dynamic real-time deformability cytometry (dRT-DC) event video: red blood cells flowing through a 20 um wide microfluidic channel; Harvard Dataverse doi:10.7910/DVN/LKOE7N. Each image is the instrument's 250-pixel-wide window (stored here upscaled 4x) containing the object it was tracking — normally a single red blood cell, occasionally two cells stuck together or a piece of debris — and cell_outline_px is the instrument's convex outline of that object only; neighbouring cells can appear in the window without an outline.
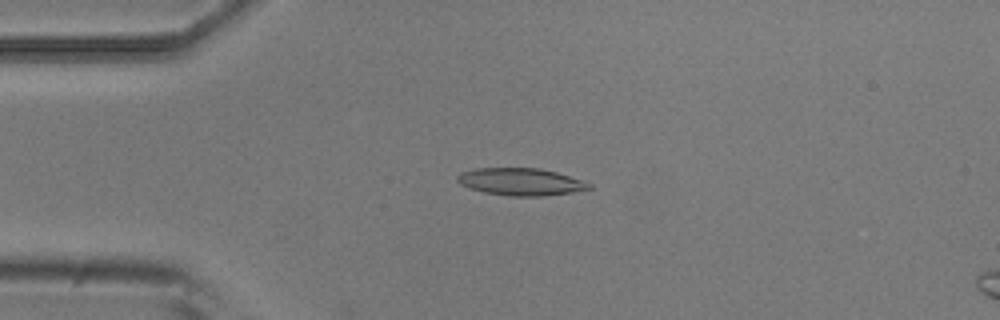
{"species": "common noctule bat (a hibernating species)", "species_latin": "Nyctalus noctula", "temperature_condition": "room temperature", "stored_images_in_passage": 5, "camera_frame_rate_fps": 3000, "um_per_image_px": 0.085, "animal": {"sex": "male", "body_mass_g": 20.5, "forearm_length_mm": 52.5}, "frame": {"image": 1, "passage_image": 4, "time_ms": 1.0, "image_size_px": [1000, 320], "cell_outline_px": [[592, 188], [572, 192], [544, 196], [508, 196], [484, 192], [468, 188], [460, 184], [456, 180], [456, 176], [460, 172], [476, 168], [540, 168], [556, 172], [592, 184]], "centroid_in_image_um": [44.21, 15.45], "position_along_channel_um": 40.8, "area_um2": 20.98}}